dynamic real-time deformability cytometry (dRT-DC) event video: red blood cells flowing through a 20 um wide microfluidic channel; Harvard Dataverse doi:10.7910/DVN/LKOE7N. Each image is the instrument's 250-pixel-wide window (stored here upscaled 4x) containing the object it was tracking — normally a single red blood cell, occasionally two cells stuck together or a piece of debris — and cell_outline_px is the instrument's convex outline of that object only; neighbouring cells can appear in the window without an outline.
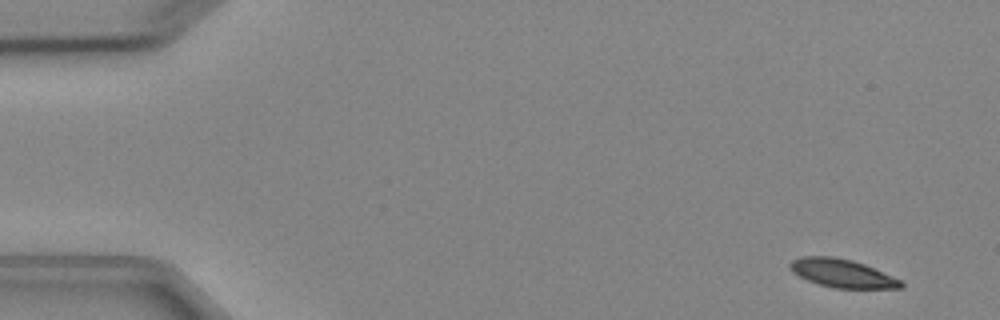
{"species": "Egyptian fruit bat (a non-hibernating species)", "species_latin": "Rousettus aegyptiacus", "temperature_condition": "cold", "stored_images_in_passage": 4, "camera_frame_rate_fps": 3000, "um_per_image_px": 0.085, "animal": {"sex": "female"}, "frame": {"image": 1, "passage_image": 1, "time_ms": 0.0, "image_size_px": [1000, 320], "cell_outline_px": [[904, 284], [900, 288], [836, 288], [820, 284], [808, 280], [792, 272], [788, 264], [792, 260], [800, 256], [832, 256], [852, 260], [864, 264], [900, 280]], "centroid_in_image_um": [71.54, 23.21], "position_along_channel_um": 13.5, "area_um2": 18.03}}
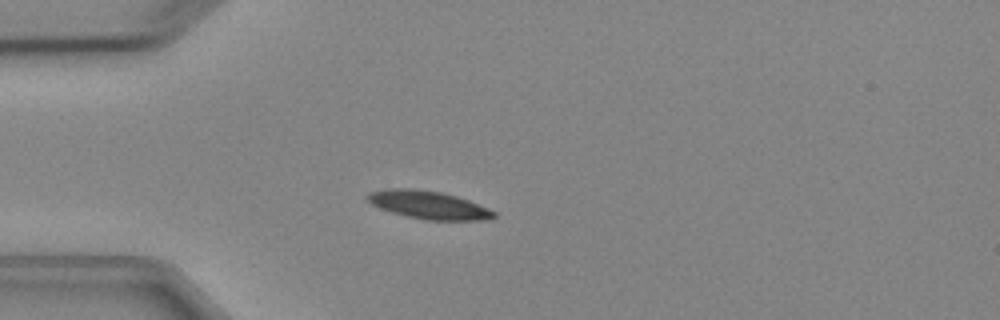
{"frame": {"image": 2, "passage_image": 4, "time_ms": 3.667, "image_size_px": [1000, 320], "cell_outline_px": [[496, 216], [480, 220], [424, 220], [392, 212], [380, 208], [372, 204], [364, 196], [368, 192], [384, 188], [412, 188], [440, 192], [456, 196], [468, 200], [488, 208], [496, 212]], "centroid_in_image_um": [36.37, 17.4], "position_along_channel_um": 48.6, "area_um2": 20.58}}